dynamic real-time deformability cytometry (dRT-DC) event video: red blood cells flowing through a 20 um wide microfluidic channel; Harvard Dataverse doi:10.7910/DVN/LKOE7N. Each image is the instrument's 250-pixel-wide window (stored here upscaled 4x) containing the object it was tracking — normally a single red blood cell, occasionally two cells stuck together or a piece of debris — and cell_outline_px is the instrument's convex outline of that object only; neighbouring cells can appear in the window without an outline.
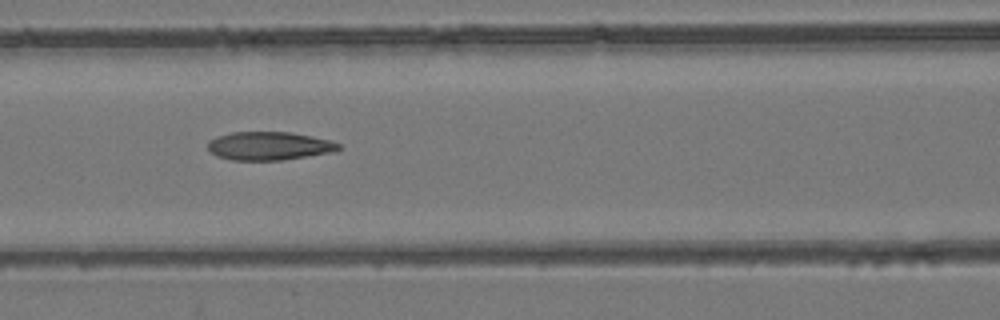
{"species": "common noctule bat (a hibernating species)", "species_latin": "Nyctalus noctula", "temperature_condition": "room temperature", "stored_images_in_passage": 7, "camera_frame_rate_fps": 3000, "um_per_image_px": 0.085, "animal": {"sex": "female", "body_mass_g": 24.6, "forearm_length_mm": 56.2}, "frame": {"image": 1, "passage_image": 7, "time_ms": 7.0, "image_size_px": [1000, 320], "cell_outline_px": [[340, 148], [336, 152], [284, 160], [232, 160], [216, 156], [208, 148], [208, 140], [216, 136], [232, 132], [288, 132], [312, 136], [328, 140], [340, 144]], "centroid_in_image_um": [22.88, 12.41], "position_along_channel_um": 143.7, "area_um2": 21.73}}